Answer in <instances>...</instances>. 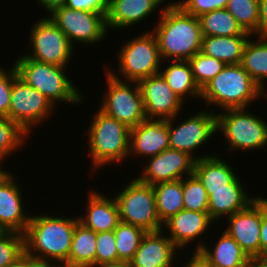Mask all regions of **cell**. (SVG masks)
<instances>
[{
    "label": "cell",
    "instance_id": "13",
    "mask_svg": "<svg viewBox=\"0 0 267 267\" xmlns=\"http://www.w3.org/2000/svg\"><path fill=\"white\" fill-rule=\"evenodd\" d=\"M168 119L169 145L170 148L183 151L191 155L195 160L206 158L211 155L193 156L194 150L201 145H205L207 139H210L216 129V114L211 112H198L194 116L191 115L187 120L180 123L176 128L173 120Z\"/></svg>",
    "mask_w": 267,
    "mask_h": 267
},
{
    "label": "cell",
    "instance_id": "20",
    "mask_svg": "<svg viewBox=\"0 0 267 267\" xmlns=\"http://www.w3.org/2000/svg\"><path fill=\"white\" fill-rule=\"evenodd\" d=\"M213 221L208 213L183 209L163 223L162 227L168 229V237L174 246L183 249L190 241L207 232Z\"/></svg>",
    "mask_w": 267,
    "mask_h": 267
},
{
    "label": "cell",
    "instance_id": "27",
    "mask_svg": "<svg viewBox=\"0 0 267 267\" xmlns=\"http://www.w3.org/2000/svg\"><path fill=\"white\" fill-rule=\"evenodd\" d=\"M97 233L78 222L67 261L61 267H95Z\"/></svg>",
    "mask_w": 267,
    "mask_h": 267
},
{
    "label": "cell",
    "instance_id": "10",
    "mask_svg": "<svg viewBox=\"0 0 267 267\" xmlns=\"http://www.w3.org/2000/svg\"><path fill=\"white\" fill-rule=\"evenodd\" d=\"M29 38L33 53H27L25 57L62 67H66L72 58L75 45L70 43L67 36L49 19V16L36 21L31 27Z\"/></svg>",
    "mask_w": 267,
    "mask_h": 267
},
{
    "label": "cell",
    "instance_id": "38",
    "mask_svg": "<svg viewBox=\"0 0 267 267\" xmlns=\"http://www.w3.org/2000/svg\"><path fill=\"white\" fill-rule=\"evenodd\" d=\"M96 242L95 267L106 263L118 262L116 238L113 230L98 232Z\"/></svg>",
    "mask_w": 267,
    "mask_h": 267
},
{
    "label": "cell",
    "instance_id": "42",
    "mask_svg": "<svg viewBox=\"0 0 267 267\" xmlns=\"http://www.w3.org/2000/svg\"><path fill=\"white\" fill-rule=\"evenodd\" d=\"M260 258H267V198L261 197Z\"/></svg>",
    "mask_w": 267,
    "mask_h": 267
},
{
    "label": "cell",
    "instance_id": "3",
    "mask_svg": "<svg viewBox=\"0 0 267 267\" xmlns=\"http://www.w3.org/2000/svg\"><path fill=\"white\" fill-rule=\"evenodd\" d=\"M262 96L261 87L243 69L241 64L226 65L201 90L207 105L225 109L247 108L251 101Z\"/></svg>",
    "mask_w": 267,
    "mask_h": 267
},
{
    "label": "cell",
    "instance_id": "7",
    "mask_svg": "<svg viewBox=\"0 0 267 267\" xmlns=\"http://www.w3.org/2000/svg\"><path fill=\"white\" fill-rule=\"evenodd\" d=\"M115 199L121 222L138 226L146 232L164 229L157 215L152 185L143 183L138 178L133 179Z\"/></svg>",
    "mask_w": 267,
    "mask_h": 267
},
{
    "label": "cell",
    "instance_id": "17",
    "mask_svg": "<svg viewBox=\"0 0 267 267\" xmlns=\"http://www.w3.org/2000/svg\"><path fill=\"white\" fill-rule=\"evenodd\" d=\"M13 177L7 171L0 175V231L24 235L30 216L23 212L21 189Z\"/></svg>",
    "mask_w": 267,
    "mask_h": 267
},
{
    "label": "cell",
    "instance_id": "16",
    "mask_svg": "<svg viewBox=\"0 0 267 267\" xmlns=\"http://www.w3.org/2000/svg\"><path fill=\"white\" fill-rule=\"evenodd\" d=\"M226 232L250 259L260 258L261 197L254 199L246 209L229 216Z\"/></svg>",
    "mask_w": 267,
    "mask_h": 267
},
{
    "label": "cell",
    "instance_id": "22",
    "mask_svg": "<svg viewBox=\"0 0 267 267\" xmlns=\"http://www.w3.org/2000/svg\"><path fill=\"white\" fill-rule=\"evenodd\" d=\"M165 0H109L107 28L122 29L137 24L154 12Z\"/></svg>",
    "mask_w": 267,
    "mask_h": 267
},
{
    "label": "cell",
    "instance_id": "44",
    "mask_svg": "<svg viewBox=\"0 0 267 267\" xmlns=\"http://www.w3.org/2000/svg\"><path fill=\"white\" fill-rule=\"evenodd\" d=\"M185 267H215V266L199 251H194V254H192V258L188 261Z\"/></svg>",
    "mask_w": 267,
    "mask_h": 267
},
{
    "label": "cell",
    "instance_id": "31",
    "mask_svg": "<svg viewBox=\"0 0 267 267\" xmlns=\"http://www.w3.org/2000/svg\"><path fill=\"white\" fill-rule=\"evenodd\" d=\"M203 36L252 35L245 32L225 9H217L199 17Z\"/></svg>",
    "mask_w": 267,
    "mask_h": 267
},
{
    "label": "cell",
    "instance_id": "33",
    "mask_svg": "<svg viewBox=\"0 0 267 267\" xmlns=\"http://www.w3.org/2000/svg\"><path fill=\"white\" fill-rule=\"evenodd\" d=\"M116 238L118 262H130L145 235L146 231L138 226L120 222L113 230Z\"/></svg>",
    "mask_w": 267,
    "mask_h": 267
},
{
    "label": "cell",
    "instance_id": "5",
    "mask_svg": "<svg viewBox=\"0 0 267 267\" xmlns=\"http://www.w3.org/2000/svg\"><path fill=\"white\" fill-rule=\"evenodd\" d=\"M88 145L94 170L106 164L121 162L130 156V131L125 123L99 109L88 130Z\"/></svg>",
    "mask_w": 267,
    "mask_h": 267
},
{
    "label": "cell",
    "instance_id": "39",
    "mask_svg": "<svg viewBox=\"0 0 267 267\" xmlns=\"http://www.w3.org/2000/svg\"><path fill=\"white\" fill-rule=\"evenodd\" d=\"M5 71L0 67V116L8 117L12 83L18 77L15 66Z\"/></svg>",
    "mask_w": 267,
    "mask_h": 267
},
{
    "label": "cell",
    "instance_id": "19",
    "mask_svg": "<svg viewBox=\"0 0 267 267\" xmlns=\"http://www.w3.org/2000/svg\"><path fill=\"white\" fill-rule=\"evenodd\" d=\"M163 231L145 233L130 261L131 267H172L177 248L168 236L161 235Z\"/></svg>",
    "mask_w": 267,
    "mask_h": 267
},
{
    "label": "cell",
    "instance_id": "37",
    "mask_svg": "<svg viewBox=\"0 0 267 267\" xmlns=\"http://www.w3.org/2000/svg\"><path fill=\"white\" fill-rule=\"evenodd\" d=\"M25 253L24 235L12 231H0V267L14 263Z\"/></svg>",
    "mask_w": 267,
    "mask_h": 267
},
{
    "label": "cell",
    "instance_id": "12",
    "mask_svg": "<svg viewBox=\"0 0 267 267\" xmlns=\"http://www.w3.org/2000/svg\"><path fill=\"white\" fill-rule=\"evenodd\" d=\"M54 106L38 90L17 77L12 83L8 118L17 123L26 133L31 127L46 120ZM43 119V120H42Z\"/></svg>",
    "mask_w": 267,
    "mask_h": 267
},
{
    "label": "cell",
    "instance_id": "6",
    "mask_svg": "<svg viewBox=\"0 0 267 267\" xmlns=\"http://www.w3.org/2000/svg\"><path fill=\"white\" fill-rule=\"evenodd\" d=\"M121 47L119 73L126 82H137L160 73L162 58L153 31L128 40Z\"/></svg>",
    "mask_w": 267,
    "mask_h": 267
},
{
    "label": "cell",
    "instance_id": "49",
    "mask_svg": "<svg viewBox=\"0 0 267 267\" xmlns=\"http://www.w3.org/2000/svg\"><path fill=\"white\" fill-rule=\"evenodd\" d=\"M264 93H265V94H264ZM262 95H264L265 98H267V91L264 92V91L262 90Z\"/></svg>",
    "mask_w": 267,
    "mask_h": 267
},
{
    "label": "cell",
    "instance_id": "24",
    "mask_svg": "<svg viewBox=\"0 0 267 267\" xmlns=\"http://www.w3.org/2000/svg\"><path fill=\"white\" fill-rule=\"evenodd\" d=\"M253 35L203 36L200 52L225 65L241 64L244 48Z\"/></svg>",
    "mask_w": 267,
    "mask_h": 267
},
{
    "label": "cell",
    "instance_id": "30",
    "mask_svg": "<svg viewBox=\"0 0 267 267\" xmlns=\"http://www.w3.org/2000/svg\"><path fill=\"white\" fill-rule=\"evenodd\" d=\"M258 40H248L241 65L250 77L265 91L267 79V36H258ZM265 86V87H264Z\"/></svg>",
    "mask_w": 267,
    "mask_h": 267
},
{
    "label": "cell",
    "instance_id": "11",
    "mask_svg": "<svg viewBox=\"0 0 267 267\" xmlns=\"http://www.w3.org/2000/svg\"><path fill=\"white\" fill-rule=\"evenodd\" d=\"M51 19L67 36L70 43L94 44L100 42L108 33L106 16L99 12L74 10L60 6L50 12Z\"/></svg>",
    "mask_w": 267,
    "mask_h": 267
},
{
    "label": "cell",
    "instance_id": "8",
    "mask_svg": "<svg viewBox=\"0 0 267 267\" xmlns=\"http://www.w3.org/2000/svg\"><path fill=\"white\" fill-rule=\"evenodd\" d=\"M216 129L226 137L230 150L259 149L267 145V123L260 116L246 113L245 108L218 112Z\"/></svg>",
    "mask_w": 267,
    "mask_h": 267
},
{
    "label": "cell",
    "instance_id": "15",
    "mask_svg": "<svg viewBox=\"0 0 267 267\" xmlns=\"http://www.w3.org/2000/svg\"><path fill=\"white\" fill-rule=\"evenodd\" d=\"M195 159L183 151L167 148L161 153L150 157L147 166L138 179L146 184L155 185L183 179L194 171ZM184 173V174H183Z\"/></svg>",
    "mask_w": 267,
    "mask_h": 267
},
{
    "label": "cell",
    "instance_id": "18",
    "mask_svg": "<svg viewBox=\"0 0 267 267\" xmlns=\"http://www.w3.org/2000/svg\"><path fill=\"white\" fill-rule=\"evenodd\" d=\"M170 148L168 119H145L130 131L131 154L152 157Z\"/></svg>",
    "mask_w": 267,
    "mask_h": 267
},
{
    "label": "cell",
    "instance_id": "34",
    "mask_svg": "<svg viewBox=\"0 0 267 267\" xmlns=\"http://www.w3.org/2000/svg\"><path fill=\"white\" fill-rule=\"evenodd\" d=\"M188 62L194 80L201 90L226 66L222 61L201 52L196 53Z\"/></svg>",
    "mask_w": 267,
    "mask_h": 267
},
{
    "label": "cell",
    "instance_id": "9",
    "mask_svg": "<svg viewBox=\"0 0 267 267\" xmlns=\"http://www.w3.org/2000/svg\"><path fill=\"white\" fill-rule=\"evenodd\" d=\"M115 73L107 72L108 91L99 109L130 128L135 127L146 119L139 84L134 82L132 87L131 82L126 83Z\"/></svg>",
    "mask_w": 267,
    "mask_h": 267
},
{
    "label": "cell",
    "instance_id": "32",
    "mask_svg": "<svg viewBox=\"0 0 267 267\" xmlns=\"http://www.w3.org/2000/svg\"><path fill=\"white\" fill-rule=\"evenodd\" d=\"M225 9L245 32L259 36V0H228Z\"/></svg>",
    "mask_w": 267,
    "mask_h": 267
},
{
    "label": "cell",
    "instance_id": "21",
    "mask_svg": "<svg viewBox=\"0 0 267 267\" xmlns=\"http://www.w3.org/2000/svg\"><path fill=\"white\" fill-rule=\"evenodd\" d=\"M217 156L199 158L194 164L193 174L203 184L208 197L211 195V190L244 188L230 165Z\"/></svg>",
    "mask_w": 267,
    "mask_h": 267
},
{
    "label": "cell",
    "instance_id": "4",
    "mask_svg": "<svg viewBox=\"0 0 267 267\" xmlns=\"http://www.w3.org/2000/svg\"><path fill=\"white\" fill-rule=\"evenodd\" d=\"M18 77L43 94L55 107L57 101L79 104L81 93L65 75L66 67L35 61L21 56L14 62Z\"/></svg>",
    "mask_w": 267,
    "mask_h": 267
},
{
    "label": "cell",
    "instance_id": "14",
    "mask_svg": "<svg viewBox=\"0 0 267 267\" xmlns=\"http://www.w3.org/2000/svg\"><path fill=\"white\" fill-rule=\"evenodd\" d=\"M144 113L147 119H171L182 109L183 101L174 93L161 73L141 80Z\"/></svg>",
    "mask_w": 267,
    "mask_h": 267
},
{
    "label": "cell",
    "instance_id": "23",
    "mask_svg": "<svg viewBox=\"0 0 267 267\" xmlns=\"http://www.w3.org/2000/svg\"><path fill=\"white\" fill-rule=\"evenodd\" d=\"M89 195L87 213L78 217L79 222L96 233L114 230L121 222L116 199H108L97 191Z\"/></svg>",
    "mask_w": 267,
    "mask_h": 267
},
{
    "label": "cell",
    "instance_id": "41",
    "mask_svg": "<svg viewBox=\"0 0 267 267\" xmlns=\"http://www.w3.org/2000/svg\"><path fill=\"white\" fill-rule=\"evenodd\" d=\"M65 6L74 10L99 12L106 16L109 0H67Z\"/></svg>",
    "mask_w": 267,
    "mask_h": 267
},
{
    "label": "cell",
    "instance_id": "46",
    "mask_svg": "<svg viewBox=\"0 0 267 267\" xmlns=\"http://www.w3.org/2000/svg\"><path fill=\"white\" fill-rule=\"evenodd\" d=\"M42 8H46L47 12H51L53 9L64 6L67 0H38Z\"/></svg>",
    "mask_w": 267,
    "mask_h": 267
},
{
    "label": "cell",
    "instance_id": "47",
    "mask_svg": "<svg viewBox=\"0 0 267 267\" xmlns=\"http://www.w3.org/2000/svg\"><path fill=\"white\" fill-rule=\"evenodd\" d=\"M247 267H267V258L250 259Z\"/></svg>",
    "mask_w": 267,
    "mask_h": 267
},
{
    "label": "cell",
    "instance_id": "43",
    "mask_svg": "<svg viewBox=\"0 0 267 267\" xmlns=\"http://www.w3.org/2000/svg\"><path fill=\"white\" fill-rule=\"evenodd\" d=\"M259 36H267V0H259Z\"/></svg>",
    "mask_w": 267,
    "mask_h": 267
},
{
    "label": "cell",
    "instance_id": "35",
    "mask_svg": "<svg viewBox=\"0 0 267 267\" xmlns=\"http://www.w3.org/2000/svg\"><path fill=\"white\" fill-rule=\"evenodd\" d=\"M184 209L208 213V194L203 184L192 174L182 179Z\"/></svg>",
    "mask_w": 267,
    "mask_h": 267
},
{
    "label": "cell",
    "instance_id": "36",
    "mask_svg": "<svg viewBox=\"0 0 267 267\" xmlns=\"http://www.w3.org/2000/svg\"><path fill=\"white\" fill-rule=\"evenodd\" d=\"M27 136L28 133L17 123L8 117L0 116V161L5 160L7 155L22 146Z\"/></svg>",
    "mask_w": 267,
    "mask_h": 267
},
{
    "label": "cell",
    "instance_id": "1",
    "mask_svg": "<svg viewBox=\"0 0 267 267\" xmlns=\"http://www.w3.org/2000/svg\"><path fill=\"white\" fill-rule=\"evenodd\" d=\"M78 222V217L30 216L24 234L25 253L44 267H61L68 259ZM51 259L58 261L59 265L52 264Z\"/></svg>",
    "mask_w": 267,
    "mask_h": 267
},
{
    "label": "cell",
    "instance_id": "2",
    "mask_svg": "<svg viewBox=\"0 0 267 267\" xmlns=\"http://www.w3.org/2000/svg\"><path fill=\"white\" fill-rule=\"evenodd\" d=\"M153 30L162 60H189L200 52L202 30L199 17L186 13L178 4L161 9Z\"/></svg>",
    "mask_w": 267,
    "mask_h": 267
},
{
    "label": "cell",
    "instance_id": "45",
    "mask_svg": "<svg viewBox=\"0 0 267 267\" xmlns=\"http://www.w3.org/2000/svg\"><path fill=\"white\" fill-rule=\"evenodd\" d=\"M6 267H44L40 262H37L34 258L24 253L14 263L7 265Z\"/></svg>",
    "mask_w": 267,
    "mask_h": 267
},
{
    "label": "cell",
    "instance_id": "26",
    "mask_svg": "<svg viewBox=\"0 0 267 267\" xmlns=\"http://www.w3.org/2000/svg\"><path fill=\"white\" fill-rule=\"evenodd\" d=\"M244 190V188L211 190L208 199V214L211 220L215 221L226 215L228 218L234 213L246 209L254 202L255 197L250 198Z\"/></svg>",
    "mask_w": 267,
    "mask_h": 267
},
{
    "label": "cell",
    "instance_id": "28",
    "mask_svg": "<svg viewBox=\"0 0 267 267\" xmlns=\"http://www.w3.org/2000/svg\"><path fill=\"white\" fill-rule=\"evenodd\" d=\"M152 187L157 215L162 224L184 209L182 179L158 183Z\"/></svg>",
    "mask_w": 267,
    "mask_h": 267
},
{
    "label": "cell",
    "instance_id": "40",
    "mask_svg": "<svg viewBox=\"0 0 267 267\" xmlns=\"http://www.w3.org/2000/svg\"><path fill=\"white\" fill-rule=\"evenodd\" d=\"M227 2L228 0H179L175 3L186 13L200 17L204 13L225 8Z\"/></svg>",
    "mask_w": 267,
    "mask_h": 267
},
{
    "label": "cell",
    "instance_id": "29",
    "mask_svg": "<svg viewBox=\"0 0 267 267\" xmlns=\"http://www.w3.org/2000/svg\"><path fill=\"white\" fill-rule=\"evenodd\" d=\"M164 70H160L162 76L166 79L167 84L174 93L183 101L184 95H192V97L201 96V89L194 80L191 66L187 60H171Z\"/></svg>",
    "mask_w": 267,
    "mask_h": 267
},
{
    "label": "cell",
    "instance_id": "50",
    "mask_svg": "<svg viewBox=\"0 0 267 267\" xmlns=\"http://www.w3.org/2000/svg\"><path fill=\"white\" fill-rule=\"evenodd\" d=\"M0 164H2L1 161H0ZM0 168H2V167H0ZM4 171L5 170L0 169V175H2L4 173Z\"/></svg>",
    "mask_w": 267,
    "mask_h": 267
},
{
    "label": "cell",
    "instance_id": "25",
    "mask_svg": "<svg viewBox=\"0 0 267 267\" xmlns=\"http://www.w3.org/2000/svg\"><path fill=\"white\" fill-rule=\"evenodd\" d=\"M204 244L205 243L198 242V246H196L195 251H199L215 267L248 266L250 258L237 244V242L226 232H223L215 247H213V250L207 248Z\"/></svg>",
    "mask_w": 267,
    "mask_h": 267
},
{
    "label": "cell",
    "instance_id": "48",
    "mask_svg": "<svg viewBox=\"0 0 267 267\" xmlns=\"http://www.w3.org/2000/svg\"><path fill=\"white\" fill-rule=\"evenodd\" d=\"M97 267H131V263L127 261H119L115 263H106Z\"/></svg>",
    "mask_w": 267,
    "mask_h": 267
}]
</instances>
